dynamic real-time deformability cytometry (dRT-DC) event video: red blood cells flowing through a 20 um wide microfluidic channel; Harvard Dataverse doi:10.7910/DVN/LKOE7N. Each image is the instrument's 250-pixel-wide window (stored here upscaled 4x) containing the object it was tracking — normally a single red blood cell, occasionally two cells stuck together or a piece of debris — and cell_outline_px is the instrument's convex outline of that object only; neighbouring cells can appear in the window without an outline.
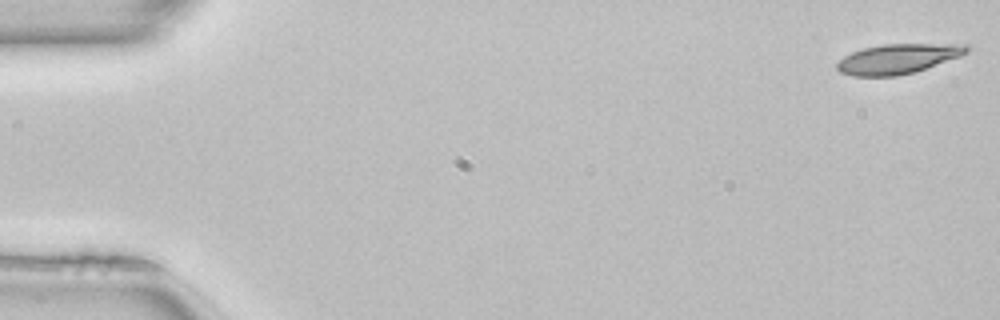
{"species": "common noctule bat (a hibernating species)", "species_latin": "Nyctalus noctula", "temperature_condition": "room temperature", "stored_images_in_passage": 50, "camera_frame_rate_fps": 3000, "um_per_image_px": 0.085, "animal": {"sex": "female", "body_mass_g": 22.7, "forearm_length_mm": 54.2}, "frame": {"image": 1, "passage_image": 1, "time_ms": 0.0, "image_size_px": [1000, 320], "cell_outline_px": [[972, 48], [968, 52], [960, 56], [916, 72], [896, 76], [852, 76], [840, 72], [836, 68], [836, 64], [844, 56], [852, 52], [864, 48], [884, 44], [968, 44]], "centroid_in_image_um": [76.34, 5.0], "position_along_channel_um": 8.7, "area_um2": 22.6}}
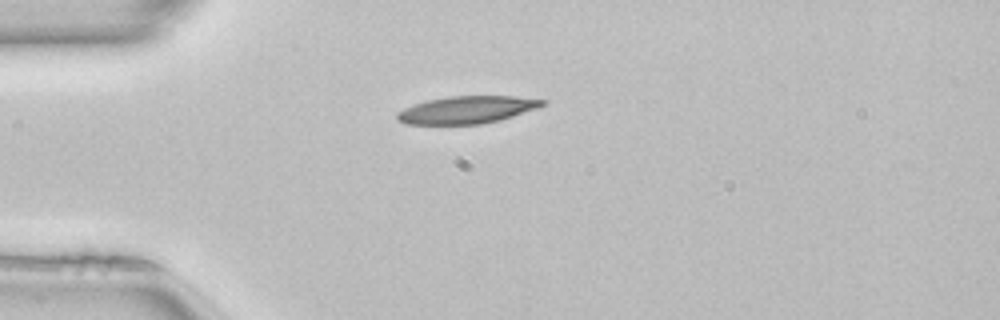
{"frame": {"image": 2, "passage_image": 13, "time_ms": 4.0, "image_size_px": [1000, 320], "cell_outline_px": [[548, 100], [544, 104], [536, 108], [500, 120], [480, 124], [404, 124], [396, 120], [396, 112], [404, 108], [428, 100], [448, 96], [516, 96]], "centroid_in_image_um": [39.66, 9.33], "position_along_channel_um": 45.3, "area_um2": 23.12}}
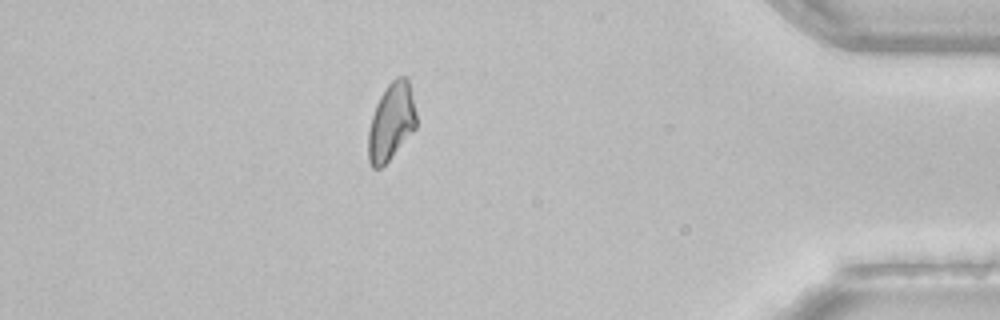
{"frame": {"image": 3, "passage_image": 44, "time_ms": 14.333, "image_size_px": [1000, 320], "cell_outline_px": [[416, 128], [388, 160], [380, 168], [372, 168], [368, 160], [368, 132], [372, 116], [376, 104], [380, 96], [388, 84], [396, 76], [408, 76], [416, 112]], "centroid_in_image_um": [33.26, 10.32], "position_along_channel_um": 401.9, "area_um2": 21.56}}